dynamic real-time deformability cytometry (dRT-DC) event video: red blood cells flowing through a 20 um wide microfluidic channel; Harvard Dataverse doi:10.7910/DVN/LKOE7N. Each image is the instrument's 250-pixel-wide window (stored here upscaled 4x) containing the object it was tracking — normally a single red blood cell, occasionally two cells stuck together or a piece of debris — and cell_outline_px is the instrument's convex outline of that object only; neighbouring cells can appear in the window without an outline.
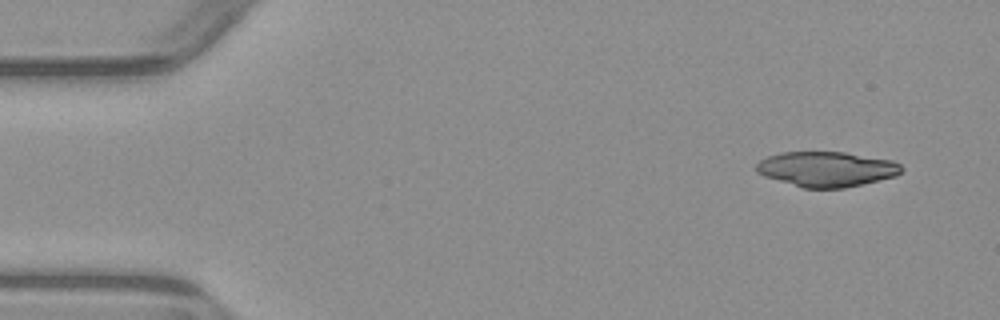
{"species": "common noctule bat (a hibernating species)", "species_latin": "Nyctalus noctula", "temperature_condition": "warm", "stored_images_in_passage": 3, "camera_frame_rate_fps": 3000, "um_per_image_px": 0.085, "animal": {"sex": "male", "body_mass_g": 23.1, "forearm_length_mm": 52.7}, "frame": {"image": 1, "passage_image": 1, "time_ms": 0.0, "image_size_px": [1000, 320], "cell_outline_px": [[904, 168], [896, 176], [844, 188], [804, 188], [764, 176], [756, 172], [756, 164], [760, 160], [768, 156], [780, 152], [844, 152], [892, 160], [900, 164]], "centroid_in_image_um": [70.25, 14.37], "position_along_channel_um": 14.7, "area_um2": 29.59}}